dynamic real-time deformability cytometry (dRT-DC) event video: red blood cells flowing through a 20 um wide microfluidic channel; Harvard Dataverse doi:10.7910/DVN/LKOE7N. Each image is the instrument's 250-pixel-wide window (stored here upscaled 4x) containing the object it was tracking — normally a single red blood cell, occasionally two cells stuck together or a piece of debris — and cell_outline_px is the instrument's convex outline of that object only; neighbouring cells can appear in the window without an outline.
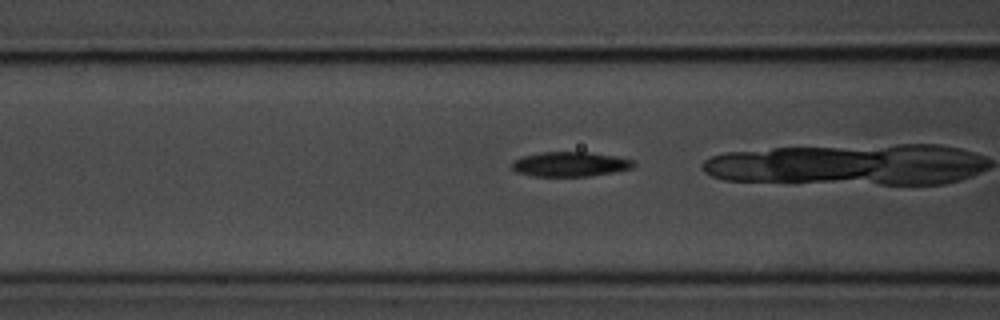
{"species": "common noctule bat (a hibernating species)", "species_latin": "Nyctalus noctula", "temperature_condition": "room temperature", "stored_images_in_passage": 8, "camera_frame_rate_fps": 3000, "um_per_image_px": 0.085, "animal": {"sex": "male", "body_mass_g": 20.1, "forearm_length_mm": 53.5}, "frame": {"image": 1, "passage_image": 3, "time_ms": 0.667, "image_size_px": [1000, 320], "cell_outline_px": [[636, 164], [632, 168], [612, 172], [588, 176], [532, 176], [516, 172], [512, 168], [512, 160], [524, 156], [544, 152], [588, 152], [616, 156], [636, 160]], "centroid_in_image_um": [48.47, 13.95], "position_along_channel_um": 118.1, "area_um2": 17.51}}
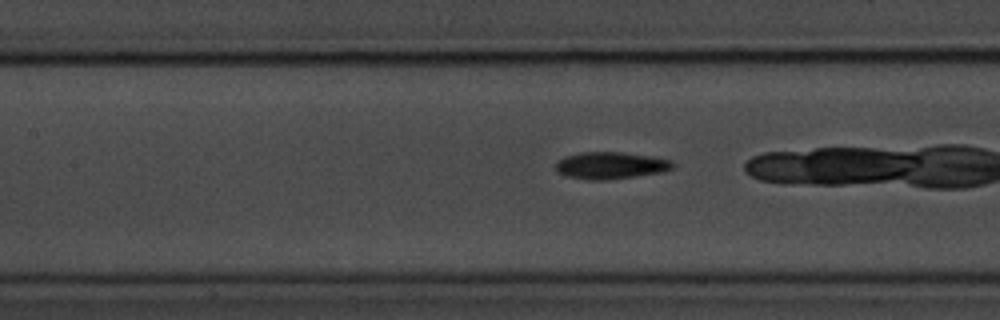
{"frame": {"image": 2, "passage_image": 6, "time_ms": 1.667, "image_size_px": [1000, 320], "cell_outline_px": [[672, 168], [664, 172], [604, 180], [588, 180], [564, 176], [556, 172], [556, 164], [564, 156], [580, 152], [620, 152], [648, 156], [672, 160]], "centroid_in_image_um": [51.85, 14.07], "position_along_channel_um": 155.6, "area_um2": 18.32}}